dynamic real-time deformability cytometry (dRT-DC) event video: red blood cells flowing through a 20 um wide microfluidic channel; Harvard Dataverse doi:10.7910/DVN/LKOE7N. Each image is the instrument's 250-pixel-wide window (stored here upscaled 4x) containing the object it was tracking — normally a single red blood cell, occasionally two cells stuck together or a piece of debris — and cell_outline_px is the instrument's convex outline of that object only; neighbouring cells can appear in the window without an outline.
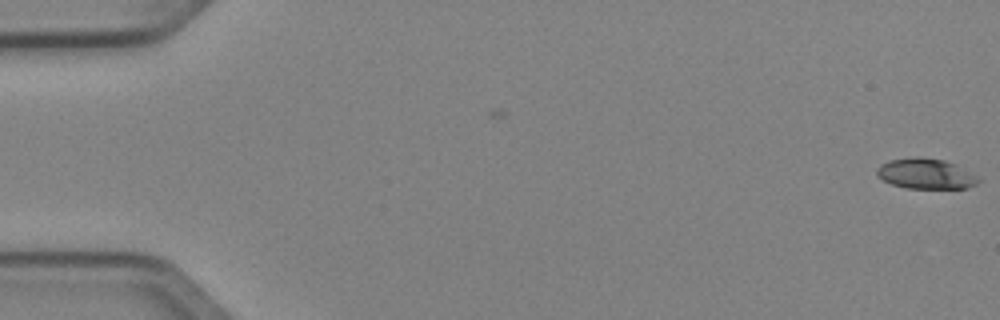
{"species": "Egyptian fruit bat (a non-hibernating species)", "species_latin": "Rousettus aegyptiacus", "temperature_condition": "cold", "stored_images_in_passage": 5, "camera_frame_rate_fps": 3000, "um_per_image_px": 0.085, "animal": {"sex": "female"}, "frame": {"image": 1, "passage_image": 5, "time_ms": 1.333, "image_size_px": [1000, 320], "cell_outline_px": [[980, 180], [976, 184], [968, 188], [904, 188], [892, 184], [876, 176], [876, 168], [880, 164], [888, 160], [916, 156], [920, 156], [944, 160], [956, 164], [976, 176]], "centroid_in_image_um": [78.64, 14.75], "position_along_channel_um": 6.4, "area_um2": 18.09}}